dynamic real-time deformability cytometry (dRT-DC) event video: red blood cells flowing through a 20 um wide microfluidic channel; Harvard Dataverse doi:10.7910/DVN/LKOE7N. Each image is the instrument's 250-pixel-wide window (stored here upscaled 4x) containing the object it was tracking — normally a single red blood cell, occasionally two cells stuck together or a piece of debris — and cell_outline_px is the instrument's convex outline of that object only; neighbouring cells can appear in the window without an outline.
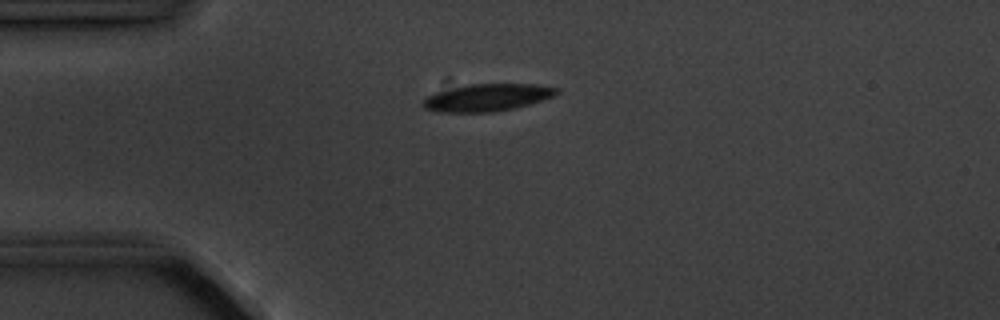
{"species": "common noctule bat (a hibernating species)", "species_latin": "Nyctalus noctula", "temperature_condition": "cold", "stored_images_in_passage": 4, "camera_frame_rate_fps": 3000, "um_per_image_px": 0.085, "animal": {"sex": "male", "body_mass_g": 20.1, "forearm_length_mm": 53.5}, "frame": {"image": 1, "passage_image": 4, "time_ms": 3.333, "image_size_px": [1000, 320], "cell_outline_px": [[560, 92], [552, 96], [528, 104], [512, 108], [492, 112], [440, 112], [424, 108], [420, 104], [428, 96], [436, 92], [468, 84], [536, 84], [556, 88]], "centroid_in_image_um": [41.37, 8.29], "position_along_channel_um": 43.6, "area_um2": 20.92}}